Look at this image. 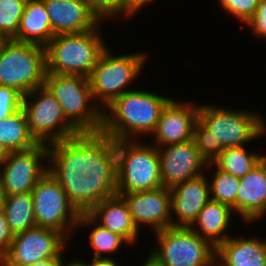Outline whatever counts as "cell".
Returning <instances> with one entry per match:
<instances>
[{
    "instance_id": "ee69618b",
    "label": "cell",
    "mask_w": 266,
    "mask_h": 266,
    "mask_svg": "<svg viewBox=\"0 0 266 266\" xmlns=\"http://www.w3.org/2000/svg\"><path fill=\"white\" fill-rule=\"evenodd\" d=\"M3 198V194H2V188H1V176H0V202Z\"/></svg>"
},
{
    "instance_id": "9c48e42d",
    "label": "cell",
    "mask_w": 266,
    "mask_h": 266,
    "mask_svg": "<svg viewBox=\"0 0 266 266\" xmlns=\"http://www.w3.org/2000/svg\"><path fill=\"white\" fill-rule=\"evenodd\" d=\"M22 109L29 132L38 143L49 145L80 133L65 118L60 103L45 86L24 95Z\"/></svg>"
},
{
    "instance_id": "ab89813d",
    "label": "cell",
    "mask_w": 266,
    "mask_h": 266,
    "mask_svg": "<svg viewBox=\"0 0 266 266\" xmlns=\"http://www.w3.org/2000/svg\"><path fill=\"white\" fill-rule=\"evenodd\" d=\"M9 153L10 150L0 142V165L5 161Z\"/></svg>"
},
{
    "instance_id": "ba28073f",
    "label": "cell",
    "mask_w": 266,
    "mask_h": 266,
    "mask_svg": "<svg viewBox=\"0 0 266 266\" xmlns=\"http://www.w3.org/2000/svg\"><path fill=\"white\" fill-rule=\"evenodd\" d=\"M220 107L199 104L198 120L212 132V136L220 141L224 149L246 146L266 135V120L262 113Z\"/></svg>"
},
{
    "instance_id": "8fae6325",
    "label": "cell",
    "mask_w": 266,
    "mask_h": 266,
    "mask_svg": "<svg viewBox=\"0 0 266 266\" xmlns=\"http://www.w3.org/2000/svg\"><path fill=\"white\" fill-rule=\"evenodd\" d=\"M31 193L37 227L56 230L69 240L68 236L78 228L80 213L60 184L47 172Z\"/></svg>"
},
{
    "instance_id": "4316f807",
    "label": "cell",
    "mask_w": 266,
    "mask_h": 266,
    "mask_svg": "<svg viewBox=\"0 0 266 266\" xmlns=\"http://www.w3.org/2000/svg\"><path fill=\"white\" fill-rule=\"evenodd\" d=\"M264 155L248 152L246 146L225 148L213 162L219 169L241 178L250 172Z\"/></svg>"
},
{
    "instance_id": "603a6c76",
    "label": "cell",
    "mask_w": 266,
    "mask_h": 266,
    "mask_svg": "<svg viewBox=\"0 0 266 266\" xmlns=\"http://www.w3.org/2000/svg\"><path fill=\"white\" fill-rule=\"evenodd\" d=\"M53 37L43 0H27L15 40L45 47Z\"/></svg>"
},
{
    "instance_id": "60d3db41",
    "label": "cell",
    "mask_w": 266,
    "mask_h": 266,
    "mask_svg": "<svg viewBox=\"0 0 266 266\" xmlns=\"http://www.w3.org/2000/svg\"><path fill=\"white\" fill-rule=\"evenodd\" d=\"M66 262L65 260L63 261V258L60 262V266H87V263L85 261H78V260H75L73 262H69V263H64Z\"/></svg>"
},
{
    "instance_id": "7402d4cb",
    "label": "cell",
    "mask_w": 266,
    "mask_h": 266,
    "mask_svg": "<svg viewBox=\"0 0 266 266\" xmlns=\"http://www.w3.org/2000/svg\"><path fill=\"white\" fill-rule=\"evenodd\" d=\"M233 210L225 204L210 200L199 212L190 228L201 238L208 240L215 248L231 235H227L232 223Z\"/></svg>"
},
{
    "instance_id": "52a82bcc",
    "label": "cell",
    "mask_w": 266,
    "mask_h": 266,
    "mask_svg": "<svg viewBox=\"0 0 266 266\" xmlns=\"http://www.w3.org/2000/svg\"><path fill=\"white\" fill-rule=\"evenodd\" d=\"M107 47L89 77L92 95L103 111L115 99L131 91L129 87L140 76L148 58L147 53L113 55Z\"/></svg>"
},
{
    "instance_id": "836d02e7",
    "label": "cell",
    "mask_w": 266,
    "mask_h": 266,
    "mask_svg": "<svg viewBox=\"0 0 266 266\" xmlns=\"http://www.w3.org/2000/svg\"><path fill=\"white\" fill-rule=\"evenodd\" d=\"M258 38L266 39V0H260L255 14L245 23Z\"/></svg>"
},
{
    "instance_id": "44dd1931",
    "label": "cell",
    "mask_w": 266,
    "mask_h": 266,
    "mask_svg": "<svg viewBox=\"0 0 266 266\" xmlns=\"http://www.w3.org/2000/svg\"><path fill=\"white\" fill-rule=\"evenodd\" d=\"M231 236L216 247L225 266H266V240Z\"/></svg>"
},
{
    "instance_id": "484cf974",
    "label": "cell",
    "mask_w": 266,
    "mask_h": 266,
    "mask_svg": "<svg viewBox=\"0 0 266 266\" xmlns=\"http://www.w3.org/2000/svg\"><path fill=\"white\" fill-rule=\"evenodd\" d=\"M92 226L89 234V245L94 249V258L107 257L105 255L116 253L121 245L129 243L119 234L113 233L99 225L88 213H81L77 227ZM105 254L104 256H102Z\"/></svg>"
},
{
    "instance_id": "7c38bea8",
    "label": "cell",
    "mask_w": 266,
    "mask_h": 266,
    "mask_svg": "<svg viewBox=\"0 0 266 266\" xmlns=\"http://www.w3.org/2000/svg\"><path fill=\"white\" fill-rule=\"evenodd\" d=\"M68 239L60 232L34 227L14 235L8 251L0 258V266H26L49 258H62Z\"/></svg>"
},
{
    "instance_id": "74e56055",
    "label": "cell",
    "mask_w": 266,
    "mask_h": 266,
    "mask_svg": "<svg viewBox=\"0 0 266 266\" xmlns=\"http://www.w3.org/2000/svg\"><path fill=\"white\" fill-rule=\"evenodd\" d=\"M199 266H225L222 258L215 252Z\"/></svg>"
},
{
    "instance_id": "cb8c5ba5",
    "label": "cell",
    "mask_w": 266,
    "mask_h": 266,
    "mask_svg": "<svg viewBox=\"0 0 266 266\" xmlns=\"http://www.w3.org/2000/svg\"><path fill=\"white\" fill-rule=\"evenodd\" d=\"M0 208L6 216L8 226L13 235L37 226L31 192L3 196Z\"/></svg>"
},
{
    "instance_id": "5bb4252c",
    "label": "cell",
    "mask_w": 266,
    "mask_h": 266,
    "mask_svg": "<svg viewBox=\"0 0 266 266\" xmlns=\"http://www.w3.org/2000/svg\"><path fill=\"white\" fill-rule=\"evenodd\" d=\"M162 184L165 188L197 178L204 173L207 162L201 157L192 140L158 146Z\"/></svg>"
},
{
    "instance_id": "b9f144b4",
    "label": "cell",
    "mask_w": 266,
    "mask_h": 266,
    "mask_svg": "<svg viewBox=\"0 0 266 266\" xmlns=\"http://www.w3.org/2000/svg\"><path fill=\"white\" fill-rule=\"evenodd\" d=\"M142 266H161L150 254H148L147 259Z\"/></svg>"
},
{
    "instance_id": "ac0fdd59",
    "label": "cell",
    "mask_w": 266,
    "mask_h": 266,
    "mask_svg": "<svg viewBox=\"0 0 266 266\" xmlns=\"http://www.w3.org/2000/svg\"><path fill=\"white\" fill-rule=\"evenodd\" d=\"M43 2L54 36L84 33L96 29L103 23L85 0H43Z\"/></svg>"
},
{
    "instance_id": "d4e9b609",
    "label": "cell",
    "mask_w": 266,
    "mask_h": 266,
    "mask_svg": "<svg viewBox=\"0 0 266 266\" xmlns=\"http://www.w3.org/2000/svg\"><path fill=\"white\" fill-rule=\"evenodd\" d=\"M0 142L10 151H24L39 144L29 132L27 117L22 108L0 120Z\"/></svg>"
},
{
    "instance_id": "f1b7e54d",
    "label": "cell",
    "mask_w": 266,
    "mask_h": 266,
    "mask_svg": "<svg viewBox=\"0 0 266 266\" xmlns=\"http://www.w3.org/2000/svg\"><path fill=\"white\" fill-rule=\"evenodd\" d=\"M27 0H0V36L13 39L18 32Z\"/></svg>"
},
{
    "instance_id": "277c9868",
    "label": "cell",
    "mask_w": 266,
    "mask_h": 266,
    "mask_svg": "<svg viewBox=\"0 0 266 266\" xmlns=\"http://www.w3.org/2000/svg\"><path fill=\"white\" fill-rule=\"evenodd\" d=\"M44 86L60 103L65 118L80 133L101 132L103 111L94 101L89 78L46 73Z\"/></svg>"
},
{
    "instance_id": "1f68e13d",
    "label": "cell",
    "mask_w": 266,
    "mask_h": 266,
    "mask_svg": "<svg viewBox=\"0 0 266 266\" xmlns=\"http://www.w3.org/2000/svg\"><path fill=\"white\" fill-rule=\"evenodd\" d=\"M89 8L103 22L108 18H124V0H85Z\"/></svg>"
},
{
    "instance_id": "8d00e7d4",
    "label": "cell",
    "mask_w": 266,
    "mask_h": 266,
    "mask_svg": "<svg viewBox=\"0 0 266 266\" xmlns=\"http://www.w3.org/2000/svg\"><path fill=\"white\" fill-rule=\"evenodd\" d=\"M90 261V263L86 262L87 266H120L116 263V261L113 260V258L110 257H92Z\"/></svg>"
},
{
    "instance_id": "d6986e66",
    "label": "cell",
    "mask_w": 266,
    "mask_h": 266,
    "mask_svg": "<svg viewBox=\"0 0 266 266\" xmlns=\"http://www.w3.org/2000/svg\"><path fill=\"white\" fill-rule=\"evenodd\" d=\"M238 213V214H237ZM236 214L244 224H253L266 216V189L263 157L258 164L240 178L236 196Z\"/></svg>"
},
{
    "instance_id": "9a60e30c",
    "label": "cell",
    "mask_w": 266,
    "mask_h": 266,
    "mask_svg": "<svg viewBox=\"0 0 266 266\" xmlns=\"http://www.w3.org/2000/svg\"><path fill=\"white\" fill-rule=\"evenodd\" d=\"M199 105L193 101L171 99L163 108L154 136L156 147L179 144L193 139L194 125L198 121Z\"/></svg>"
},
{
    "instance_id": "30bf717a",
    "label": "cell",
    "mask_w": 266,
    "mask_h": 266,
    "mask_svg": "<svg viewBox=\"0 0 266 266\" xmlns=\"http://www.w3.org/2000/svg\"><path fill=\"white\" fill-rule=\"evenodd\" d=\"M156 245L149 253L161 266H199L216 248L190 227H168L155 232Z\"/></svg>"
},
{
    "instance_id": "f6af8a7d",
    "label": "cell",
    "mask_w": 266,
    "mask_h": 266,
    "mask_svg": "<svg viewBox=\"0 0 266 266\" xmlns=\"http://www.w3.org/2000/svg\"><path fill=\"white\" fill-rule=\"evenodd\" d=\"M3 40H4V39L0 36V45H1V43H2Z\"/></svg>"
},
{
    "instance_id": "d590c367",
    "label": "cell",
    "mask_w": 266,
    "mask_h": 266,
    "mask_svg": "<svg viewBox=\"0 0 266 266\" xmlns=\"http://www.w3.org/2000/svg\"><path fill=\"white\" fill-rule=\"evenodd\" d=\"M153 0H124V17L131 18Z\"/></svg>"
},
{
    "instance_id": "d6a6232c",
    "label": "cell",
    "mask_w": 266,
    "mask_h": 266,
    "mask_svg": "<svg viewBox=\"0 0 266 266\" xmlns=\"http://www.w3.org/2000/svg\"><path fill=\"white\" fill-rule=\"evenodd\" d=\"M23 95L16 89L0 85V120L22 108Z\"/></svg>"
},
{
    "instance_id": "7bdbcfd3",
    "label": "cell",
    "mask_w": 266,
    "mask_h": 266,
    "mask_svg": "<svg viewBox=\"0 0 266 266\" xmlns=\"http://www.w3.org/2000/svg\"><path fill=\"white\" fill-rule=\"evenodd\" d=\"M263 172H264L265 189H266V155L263 156Z\"/></svg>"
},
{
    "instance_id": "4fadbf2b",
    "label": "cell",
    "mask_w": 266,
    "mask_h": 266,
    "mask_svg": "<svg viewBox=\"0 0 266 266\" xmlns=\"http://www.w3.org/2000/svg\"><path fill=\"white\" fill-rule=\"evenodd\" d=\"M49 148L45 143L24 151H10L0 165L3 196L31 192L36 183L48 172ZM44 165V166H43Z\"/></svg>"
},
{
    "instance_id": "f546056e",
    "label": "cell",
    "mask_w": 266,
    "mask_h": 266,
    "mask_svg": "<svg viewBox=\"0 0 266 266\" xmlns=\"http://www.w3.org/2000/svg\"><path fill=\"white\" fill-rule=\"evenodd\" d=\"M193 141L201 157L208 163H213L224 150L220 141L215 140L210 132L199 120L194 125Z\"/></svg>"
},
{
    "instance_id": "6da1fadb",
    "label": "cell",
    "mask_w": 266,
    "mask_h": 266,
    "mask_svg": "<svg viewBox=\"0 0 266 266\" xmlns=\"http://www.w3.org/2000/svg\"><path fill=\"white\" fill-rule=\"evenodd\" d=\"M48 148V172L80 214L117 194L115 140L102 132L79 133Z\"/></svg>"
},
{
    "instance_id": "3957f363",
    "label": "cell",
    "mask_w": 266,
    "mask_h": 266,
    "mask_svg": "<svg viewBox=\"0 0 266 266\" xmlns=\"http://www.w3.org/2000/svg\"><path fill=\"white\" fill-rule=\"evenodd\" d=\"M100 29L54 36L45 46L46 72L89 78L107 48Z\"/></svg>"
},
{
    "instance_id": "e575fe53",
    "label": "cell",
    "mask_w": 266,
    "mask_h": 266,
    "mask_svg": "<svg viewBox=\"0 0 266 266\" xmlns=\"http://www.w3.org/2000/svg\"><path fill=\"white\" fill-rule=\"evenodd\" d=\"M13 238L6 216L0 208V258L8 251Z\"/></svg>"
},
{
    "instance_id": "2e32d148",
    "label": "cell",
    "mask_w": 266,
    "mask_h": 266,
    "mask_svg": "<svg viewBox=\"0 0 266 266\" xmlns=\"http://www.w3.org/2000/svg\"><path fill=\"white\" fill-rule=\"evenodd\" d=\"M121 196L126 201L132 221L138 230L141 225L150 226L154 232L172 227L169 188L161 187Z\"/></svg>"
},
{
    "instance_id": "ffe728a7",
    "label": "cell",
    "mask_w": 266,
    "mask_h": 266,
    "mask_svg": "<svg viewBox=\"0 0 266 266\" xmlns=\"http://www.w3.org/2000/svg\"><path fill=\"white\" fill-rule=\"evenodd\" d=\"M99 225L121 235L129 245L137 242L139 230L134 225L124 198L113 195L93 206L87 212Z\"/></svg>"
},
{
    "instance_id": "83f0119b",
    "label": "cell",
    "mask_w": 266,
    "mask_h": 266,
    "mask_svg": "<svg viewBox=\"0 0 266 266\" xmlns=\"http://www.w3.org/2000/svg\"><path fill=\"white\" fill-rule=\"evenodd\" d=\"M212 165L216 168L214 173L208 177L211 199L232 208L236 214V196L239 188L240 178L231 173L219 169L214 163H208L206 171Z\"/></svg>"
},
{
    "instance_id": "4dcf8cb0",
    "label": "cell",
    "mask_w": 266,
    "mask_h": 266,
    "mask_svg": "<svg viewBox=\"0 0 266 266\" xmlns=\"http://www.w3.org/2000/svg\"><path fill=\"white\" fill-rule=\"evenodd\" d=\"M260 0H219L221 8L245 24L256 12Z\"/></svg>"
},
{
    "instance_id": "e0dca14e",
    "label": "cell",
    "mask_w": 266,
    "mask_h": 266,
    "mask_svg": "<svg viewBox=\"0 0 266 266\" xmlns=\"http://www.w3.org/2000/svg\"><path fill=\"white\" fill-rule=\"evenodd\" d=\"M210 200L209 181L205 174L174 185L170 188L172 227H190ZM175 215L177 221L173 218Z\"/></svg>"
},
{
    "instance_id": "f35d334b",
    "label": "cell",
    "mask_w": 266,
    "mask_h": 266,
    "mask_svg": "<svg viewBox=\"0 0 266 266\" xmlns=\"http://www.w3.org/2000/svg\"><path fill=\"white\" fill-rule=\"evenodd\" d=\"M62 258H49L46 260H40L32 265L26 266H60Z\"/></svg>"
},
{
    "instance_id": "8992f818",
    "label": "cell",
    "mask_w": 266,
    "mask_h": 266,
    "mask_svg": "<svg viewBox=\"0 0 266 266\" xmlns=\"http://www.w3.org/2000/svg\"><path fill=\"white\" fill-rule=\"evenodd\" d=\"M46 50L42 45L3 40L0 45V85L16 89L23 96L43 87Z\"/></svg>"
},
{
    "instance_id": "5b68a950",
    "label": "cell",
    "mask_w": 266,
    "mask_h": 266,
    "mask_svg": "<svg viewBox=\"0 0 266 266\" xmlns=\"http://www.w3.org/2000/svg\"><path fill=\"white\" fill-rule=\"evenodd\" d=\"M139 140H116L117 194L163 187L158 148Z\"/></svg>"
},
{
    "instance_id": "7a4b0ae2",
    "label": "cell",
    "mask_w": 266,
    "mask_h": 266,
    "mask_svg": "<svg viewBox=\"0 0 266 266\" xmlns=\"http://www.w3.org/2000/svg\"><path fill=\"white\" fill-rule=\"evenodd\" d=\"M170 100L169 97L140 89L125 92L103 110L101 132L115 141L135 138L140 141L147 135L151 136Z\"/></svg>"
}]
</instances>
